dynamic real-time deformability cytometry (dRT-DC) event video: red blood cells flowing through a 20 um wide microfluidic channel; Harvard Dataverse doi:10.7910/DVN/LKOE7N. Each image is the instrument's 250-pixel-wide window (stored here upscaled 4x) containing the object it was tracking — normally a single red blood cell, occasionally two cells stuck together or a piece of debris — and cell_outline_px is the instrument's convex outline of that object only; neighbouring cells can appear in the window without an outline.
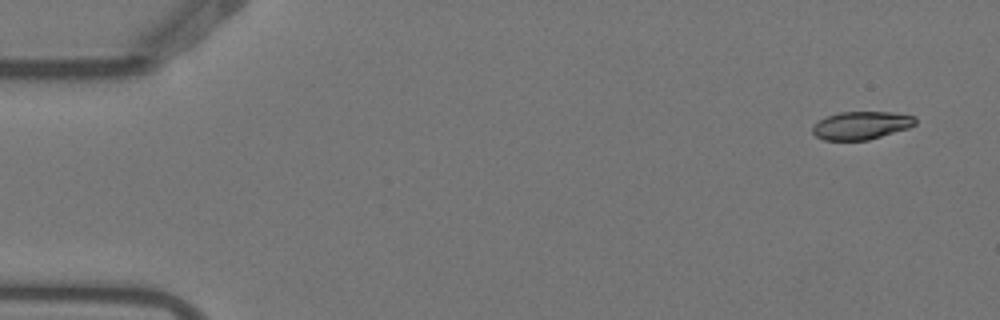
{"species": "Egyptian fruit bat (a non-hibernating species)", "species_latin": "Rousettus aegyptiacus", "temperature_condition": "warm", "stored_images_in_passage": 8, "camera_frame_rate_fps": 3000, "um_per_image_px": 0.085, "animal": {"sex": "female"}, "frame": {"image": 1, "passage_image": 1, "time_ms": 0.0, "image_size_px": [1000, 320], "cell_outline_px": [[916, 124], [908, 128], [868, 140], [824, 140], [816, 136], [812, 132], [812, 128], [820, 120], [828, 116], [840, 112], [892, 112], [916, 116]], "centroid_in_image_um": [73.23, 10.66], "position_along_channel_um": 11.8, "area_um2": 16.65}}
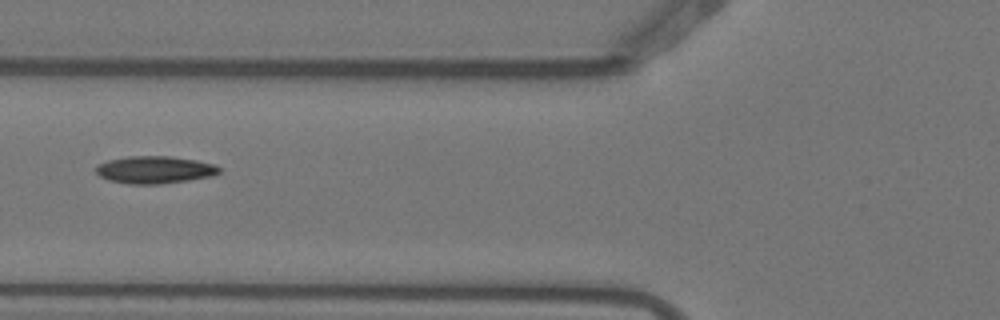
{"frame": {"image": 2, "passage_image": 6, "time_ms": 1.667, "image_size_px": [1000, 320], "cell_outline_px": [[220, 172], [212, 176], [188, 180], [160, 184], [128, 184], [108, 180], [100, 176], [96, 172], [96, 164], [108, 160], [128, 156], [168, 156], [196, 160], [212, 164], [220, 168]], "centroid_in_image_um": [13.11, 14.43], "position_along_channel_um": 112.7, "area_um2": 19.65}}
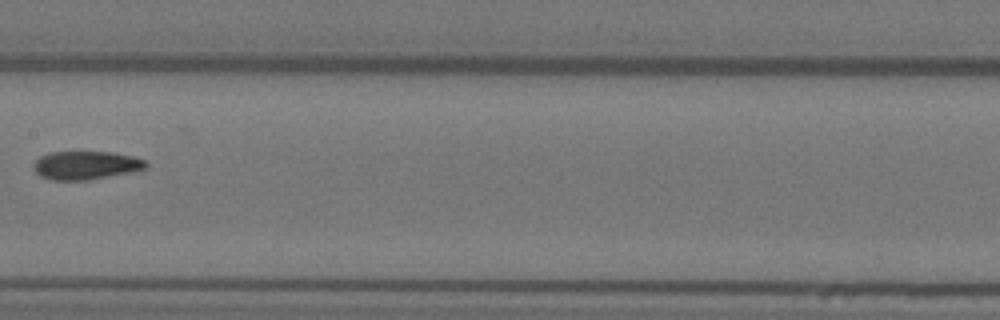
{"frame": {"image": 3, "passage_image": 8, "time_ms": 2.333, "image_size_px": [1000, 320], "cell_outline_px": [[148, 164], [144, 168], [128, 172], [88, 180], [52, 180], [40, 176], [32, 168], [32, 164], [40, 156], [48, 152], [112, 152], [132, 156], [144, 160]], "centroid_in_image_um": [7.22, 14.04], "position_along_channel_um": 200.2, "area_um2": 18.44}}